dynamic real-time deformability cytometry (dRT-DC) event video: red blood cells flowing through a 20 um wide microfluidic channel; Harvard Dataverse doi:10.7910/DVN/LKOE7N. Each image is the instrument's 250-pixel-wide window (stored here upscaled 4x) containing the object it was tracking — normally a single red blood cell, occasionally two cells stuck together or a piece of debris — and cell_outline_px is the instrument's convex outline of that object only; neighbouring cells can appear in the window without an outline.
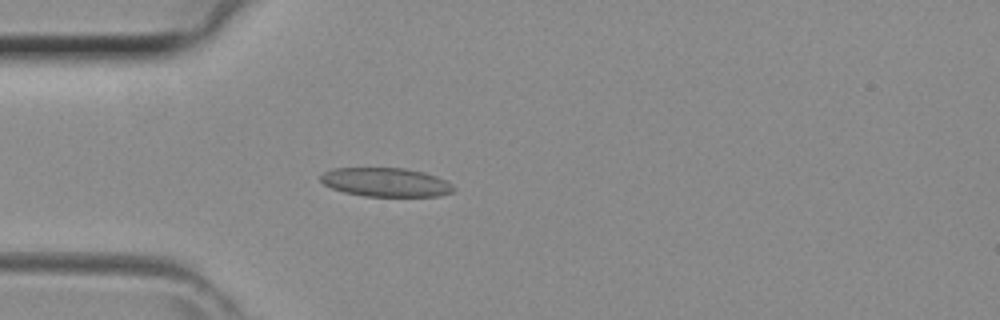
{"species": "common noctule bat (a hibernating species)", "species_latin": "Nyctalus noctula", "temperature_condition": "room temperature", "stored_images_in_passage": 29, "camera_frame_rate_fps": 3000, "um_per_image_px": 0.085, "animal": {"sex": "female", "body_mass_g": 29.2, "forearm_length_mm": 56.3}, "frame": {"image": 1, "passage_image": 5, "time_ms": 1.333, "image_size_px": [1000, 320], "cell_outline_px": [[456, 188], [452, 192], [440, 196], [364, 196], [344, 192], [332, 188], [324, 184], [320, 180], [320, 176], [324, 172], [332, 168], [404, 168], [424, 172], [436, 176], [452, 184]], "centroid_in_image_um": [32.8, 15.49], "position_along_channel_um": 52.2, "area_um2": 22.37}}
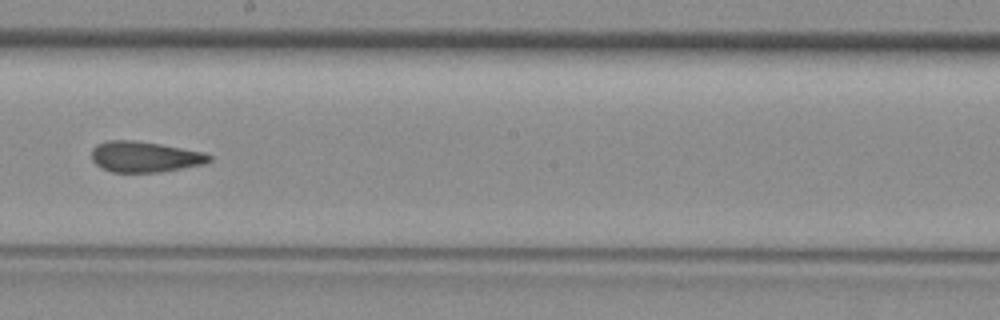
{"frame": {"image": 2, "passage_image": 17, "time_ms": 5.333, "image_size_px": [1000, 320], "cell_outline_px": [[212, 160], [204, 164], [160, 172], [112, 172], [100, 168], [92, 160], [92, 148], [96, 144], [108, 140], [132, 140], [160, 144], [204, 152], [212, 156]], "centroid_in_image_um": [12.29, 13.33], "position_along_channel_um": 235.9, "area_um2": 21.15}}
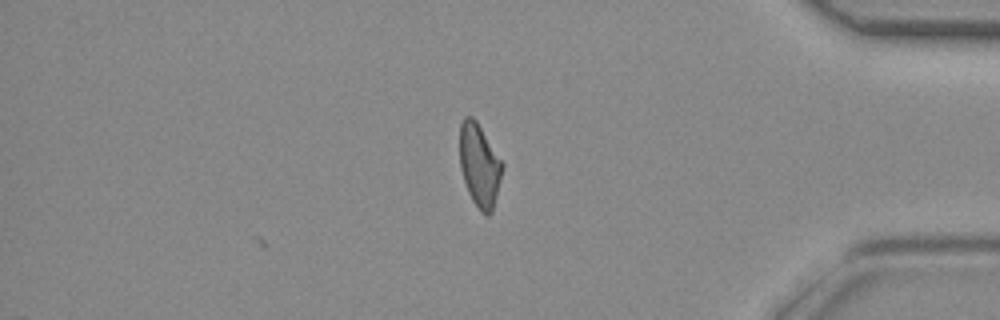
{"frame": {"image": 3, "passage_image": 29, "time_ms": 9.333, "image_size_px": [1000, 320], "cell_outline_px": [[504, 168], [492, 212], [488, 216], [480, 212], [472, 200], [468, 192], [460, 168], [460, 124], [464, 116], [472, 116], [476, 120], [504, 164]], "centroid_in_image_um": [40.76, 14.06], "position_along_channel_um": 394.4, "area_um2": 20.69}}